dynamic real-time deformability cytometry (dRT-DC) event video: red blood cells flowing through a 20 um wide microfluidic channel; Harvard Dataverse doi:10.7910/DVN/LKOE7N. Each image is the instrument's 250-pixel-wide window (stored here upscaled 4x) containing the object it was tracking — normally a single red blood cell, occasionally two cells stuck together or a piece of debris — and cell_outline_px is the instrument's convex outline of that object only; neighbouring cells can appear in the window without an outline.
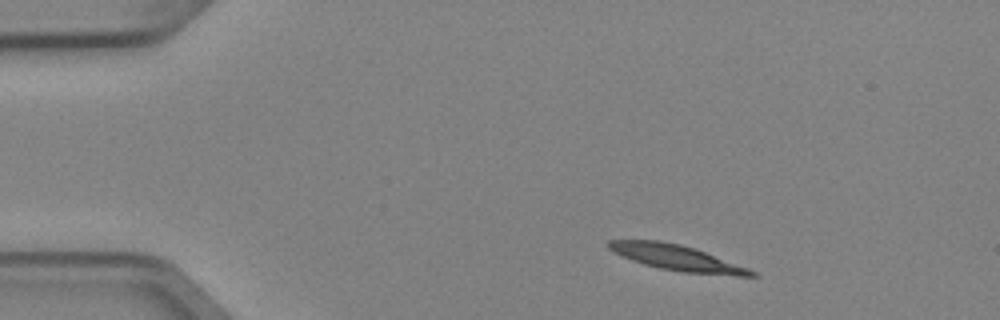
{"species": "Egyptian fruit bat (a non-hibernating species)", "species_latin": "Rousettus aegyptiacus", "temperature_condition": "cold", "stored_images_in_passage": 4, "camera_frame_rate_fps": 3000, "um_per_image_px": 0.085, "animal": {"sex": "female"}, "frame": {"image": 1, "passage_image": 2, "time_ms": 0.333, "image_size_px": [1000, 320], "cell_outline_px": [[756, 276], [736, 276], [684, 272], [660, 268], [644, 264], [632, 260], [608, 248], [608, 240], [660, 240], [680, 244], [704, 252], [748, 268], [756, 272]], "centroid_in_image_um": [57.53, 21.91], "position_along_channel_um": 27.5, "area_um2": 20.75}}